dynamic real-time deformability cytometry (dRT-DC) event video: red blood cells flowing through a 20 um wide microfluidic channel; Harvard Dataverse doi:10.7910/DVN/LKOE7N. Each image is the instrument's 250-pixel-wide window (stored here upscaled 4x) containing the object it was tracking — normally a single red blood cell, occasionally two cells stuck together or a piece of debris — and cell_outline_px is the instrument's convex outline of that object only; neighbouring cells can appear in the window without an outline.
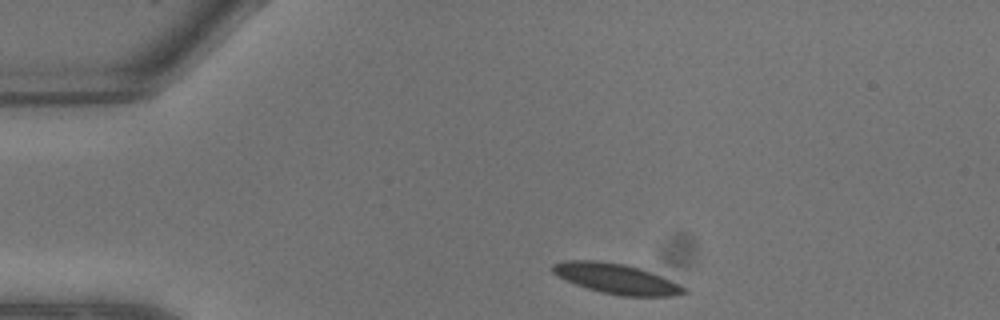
{"species": "common noctule bat (a hibernating species)", "species_latin": "Nyctalus noctula", "temperature_condition": "warm", "stored_images_in_passage": 6, "camera_frame_rate_fps": 3000, "um_per_image_px": 0.085, "animal": {"sex": "male", "body_mass_g": 13.3}, "frame": {"image": 1, "passage_image": 1, "time_ms": 0.0, "image_size_px": [1000, 320], "cell_outline_px": [[688, 292], [676, 296], [620, 296], [588, 288], [564, 280], [556, 276], [552, 272], [552, 264], [560, 260], [596, 260], [624, 264], [640, 268], [660, 276], [688, 288]], "centroid_in_image_um": [52.36, 23.68], "position_along_channel_um": 32.6, "area_um2": 23.12}}
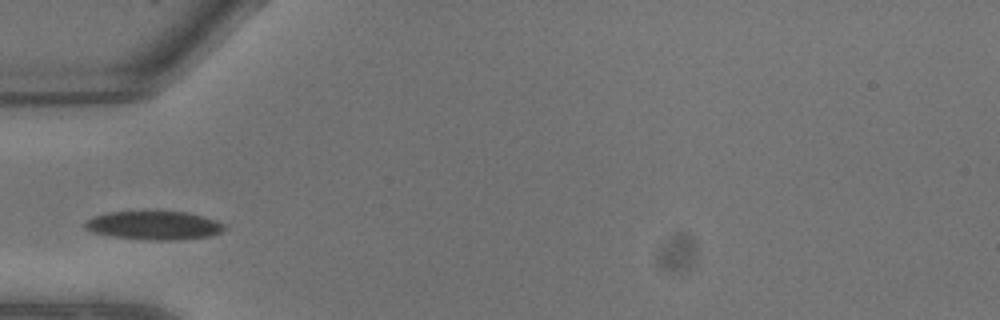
{"frame": {"image": 2, "passage_image": 4, "time_ms": 1.0, "image_size_px": [1000, 320], "cell_outline_px": [[224, 228], [220, 232], [212, 236], [176, 240], [148, 240], [112, 236], [96, 232], [88, 228], [84, 224], [88, 220], [96, 216], [108, 212], [140, 208], [148, 208], [184, 212], [204, 216], [216, 220], [224, 224]], "centroid_in_image_um": [13.12, 19.1], "position_along_channel_um": 71.9, "area_um2": 23.99}}
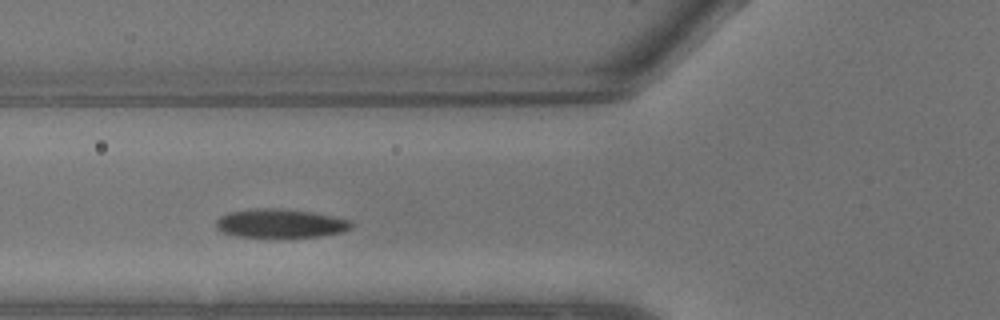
{"frame": {"image": 3, "passage_image": 5, "time_ms": 1.333, "image_size_px": [1000, 320], "cell_outline_px": [[356, 224], [352, 228], [340, 232], [320, 236], [236, 236], [220, 232], [216, 228], [216, 220], [220, 216], [228, 212], [256, 208], [288, 208], [312, 212], [352, 220]], "centroid_in_image_um": [23.84, 18.96], "position_along_channel_um": 102.0, "area_um2": 22.72}}